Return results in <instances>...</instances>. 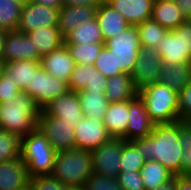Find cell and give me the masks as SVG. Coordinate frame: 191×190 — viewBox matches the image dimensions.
<instances>
[{"label":"cell","instance_id":"obj_1","mask_svg":"<svg viewBox=\"0 0 191 190\" xmlns=\"http://www.w3.org/2000/svg\"><path fill=\"white\" fill-rule=\"evenodd\" d=\"M146 160H155L175 176L182 175L184 148L179 140V121L155 124L152 133L132 140Z\"/></svg>","mask_w":191,"mask_h":190},{"label":"cell","instance_id":"obj_2","mask_svg":"<svg viewBox=\"0 0 191 190\" xmlns=\"http://www.w3.org/2000/svg\"><path fill=\"white\" fill-rule=\"evenodd\" d=\"M40 111L33 97L21 90L11 100L0 103V129L26 136L37 128Z\"/></svg>","mask_w":191,"mask_h":190},{"label":"cell","instance_id":"obj_3","mask_svg":"<svg viewBox=\"0 0 191 190\" xmlns=\"http://www.w3.org/2000/svg\"><path fill=\"white\" fill-rule=\"evenodd\" d=\"M92 173L91 151L72 148L56 153L50 176L72 190H81Z\"/></svg>","mask_w":191,"mask_h":190},{"label":"cell","instance_id":"obj_4","mask_svg":"<svg viewBox=\"0 0 191 190\" xmlns=\"http://www.w3.org/2000/svg\"><path fill=\"white\" fill-rule=\"evenodd\" d=\"M56 153L38 128L21 137V160L25 163L30 178L50 176Z\"/></svg>","mask_w":191,"mask_h":190},{"label":"cell","instance_id":"obj_5","mask_svg":"<svg viewBox=\"0 0 191 190\" xmlns=\"http://www.w3.org/2000/svg\"><path fill=\"white\" fill-rule=\"evenodd\" d=\"M138 95L155 124L179 121L178 93L168 85L157 82L141 89Z\"/></svg>","mask_w":191,"mask_h":190},{"label":"cell","instance_id":"obj_6","mask_svg":"<svg viewBox=\"0 0 191 190\" xmlns=\"http://www.w3.org/2000/svg\"><path fill=\"white\" fill-rule=\"evenodd\" d=\"M105 46L113 53L116 60V70L131 74L138 59L140 40L138 28L130 26L117 35L105 41Z\"/></svg>","mask_w":191,"mask_h":190},{"label":"cell","instance_id":"obj_7","mask_svg":"<svg viewBox=\"0 0 191 190\" xmlns=\"http://www.w3.org/2000/svg\"><path fill=\"white\" fill-rule=\"evenodd\" d=\"M156 50L161 56L162 63L191 62V21L170 30Z\"/></svg>","mask_w":191,"mask_h":190},{"label":"cell","instance_id":"obj_8","mask_svg":"<svg viewBox=\"0 0 191 190\" xmlns=\"http://www.w3.org/2000/svg\"><path fill=\"white\" fill-rule=\"evenodd\" d=\"M37 128L51 143L56 152L76 148L75 124L47 115L42 109L37 119Z\"/></svg>","mask_w":191,"mask_h":190},{"label":"cell","instance_id":"obj_9","mask_svg":"<svg viewBox=\"0 0 191 190\" xmlns=\"http://www.w3.org/2000/svg\"><path fill=\"white\" fill-rule=\"evenodd\" d=\"M28 92L35 103L43 109L53 99L66 94L69 91L68 83L52 77L41 66L32 73L31 84L22 90Z\"/></svg>","mask_w":191,"mask_h":190},{"label":"cell","instance_id":"obj_10","mask_svg":"<svg viewBox=\"0 0 191 190\" xmlns=\"http://www.w3.org/2000/svg\"><path fill=\"white\" fill-rule=\"evenodd\" d=\"M138 56L131 76L133 85L139 92L141 89L158 82L162 61L156 48L145 45L140 46Z\"/></svg>","mask_w":191,"mask_h":190},{"label":"cell","instance_id":"obj_11","mask_svg":"<svg viewBox=\"0 0 191 190\" xmlns=\"http://www.w3.org/2000/svg\"><path fill=\"white\" fill-rule=\"evenodd\" d=\"M126 140L112 138L91 151L93 172L101 176L117 178L120 173L122 146Z\"/></svg>","mask_w":191,"mask_h":190},{"label":"cell","instance_id":"obj_12","mask_svg":"<svg viewBox=\"0 0 191 190\" xmlns=\"http://www.w3.org/2000/svg\"><path fill=\"white\" fill-rule=\"evenodd\" d=\"M59 11L58 8L47 7L30 0L23 4L17 30L27 34L37 28L57 27Z\"/></svg>","mask_w":191,"mask_h":190},{"label":"cell","instance_id":"obj_13","mask_svg":"<svg viewBox=\"0 0 191 190\" xmlns=\"http://www.w3.org/2000/svg\"><path fill=\"white\" fill-rule=\"evenodd\" d=\"M76 148L92 151L112 139L103 121L97 118H83L75 126Z\"/></svg>","mask_w":191,"mask_h":190},{"label":"cell","instance_id":"obj_14","mask_svg":"<svg viewBox=\"0 0 191 190\" xmlns=\"http://www.w3.org/2000/svg\"><path fill=\"white\" fill-rule=\"evenodd\" d=\"M42 110L47 115L60 118L68 124H75V126L84 118L78 93L75 91H68L53 99Z\"/></svg>","mask_w":191,"mask_h":190},{"label":"cell","instance_id":"obj_15","mask_svg":"<svg viewBox=\"0 0 191 190\" xmlns=\"http://www.w3.org/2000/svg\"><path fill=\"white\" fill-rule=\"evenodd\" d=\"M107 78L93 65L76 64L68 81L69 91L105 93Z\"/></svg>","mask_w":191,"mask_h":190},{"label":"cell","instance_id":"obj_16","mask_svg":"<svg viewBox=\"0 0 191 190\" xmlns=\"http://www.w3.org/2000/svg\"><path fill=\"white\" fill-rule=\"evenodd\" d=\"M22 59L40 61L41 56L27 34L18 30L7 32L4 42L3 62Z\"/></svg>","mask_w":191,"mask_h":190},{"label":"cell","instance_id":"obj_17","mask_svg":"<svg viewBox=\"0 0 191 190\" xmlns=\"http://www.w3.org/2000/svg\"><path fill=\"white\" fill-rule=\"evenodd\" d=\"M155 123L151 120L144 101L137 95L129 100V118L126 127V141L147 137L152 133Z\"/></svg>","mask_w":191,"mask_h":190},{"label":"cell","instance_id":"obj_18","mask_svg":"<svg viewBox=\"0 0 191 190\" xmlns=\"http://www.w3.org/2000/svg\"><path fill=\"white\" fill-rule=\"evenodd\" d=\"M40 65L52 77H57L68 83L76 63L66 45L63 44L51 53L42 56Z\"/></svg>","mask_w":191,"mask_h":190},{"label":"cell","instance_id":"obj_19","mask_svg":"<svg viewBox=\"0 0 191 190\" xmlns=\"http://www.w3.org/2000/svg\"><path fill=\"white\" fill-rule=\"evenodd\" d=\"M98 6L63 5L59 11L58 29L65 37L79 25L93 20L96 17Z\"/></svg>","mask_w":191,"mask_h":190},{"label":"cell","instance_id":"obj_20","mask_svg":"<svg viewBox=\"0 0 191 190\" xmlns=\"http://www.w3.org/2000/svg\"><path fill=\"white\" fill-rule=\"evenodd\" d=\"M117 10L131 26L151 19L155 0H105Z\"/></svg>","mask_w":191,"mask_h":190},{"label":"cell","instance_id":"obj_21","mask_svg":"<svg viewBox=\"0 0 191 190\" xmlns=\"http://www.w3.org/2000/svg\"><path fill=\"white\" fill-rule=\"evenodd\" d=\"M29 179L21 158L0 162V190H21L29 184Z\"/></svg>","mask_w":191,"mask_h":190},{"label":"cell","instance_id":"obj_22","mask_svg":"<svg viewBox=\"0 0 191 190\" xmlns=\"http://www.w3.org/2000/svg\"><path fill=\"white\" fill-rule=\"evenodd\" d=\"M96 19L99 23L104 42L131 26L123 15L111 7L105 0L97 7Z\"/></svg>","mask_w":191,"mask_h":190},{"label":"cell","instance_id":"obj_23","mask_svg":"<svg viewBox=\"0 0 191 190\" xmlns=\"http://www.w3.org/2000/svg\"><path fill=\"white\" fill-rule=\"evenodd\" d=\"M129 118V100L109 103L103 123L112 138L126 140V127Z\"/></svg>","mask_w":191,"mask_h":190},{"label":"cell","instance_id":"obj_24","mask_svg":"<svg viewBox=\"0 0 191 190\" xmlns=\"http://www.w3.org/2000/svg\"><path fill=\"white\" fill-rule=\"evenodd\" d=\"M191 81V62L165 64L162 63L159 70V80L161 84L168 85L178 94Z\"/></svg>","mask_w":191,"mask_h":190},{"label":"cell","instance_id":"obj_25","mask_svg":"<svg viewBox=\"0 0 191 190\" xmlns=\"http://www.w3.org/2000/svg\"><path fill=\"white\" fill-rule=\"evenodd\" d=\"M151 18L167 30L186 22L174 0H155Z\"/></svg>","mask_w":191,"mask_h":190},{"label":"cell","instance_id":"obj_26","mask_svg":"<svg viewBox=\"0 0 191 190\" xmlns=\"http://www.w3.org/2000/svg\"><path fill=\"white\" fill-rule=\"evenodd\" d=\"M105 95L109 103L132 100L138 95L131 74L122 73L107 78Z\"/></svg>","mask_w":191,"mask_h":190},{"label":"cell","instance_id":"obj_27","mask_svg":"<svg viewBox=\"0 0 191 190\" xmlns=\"http://www.w3.org/2000/svg\"><path fill=\"white\" fill-rule=\"evenodd\" d=\"M27 35L32 41L34 48H37L38 54L42 57L64 44V37L61 35L58 27L37 28Z\"/></svg>","mask_w":191,"mask_h":190},{"label":"cell","instance_id":"obj_28","mask_svg":"<svg viewBox=\"0 0 191 190\" xmlns=\"http://www.w3.org/2000/svg\"><path fill=\"white\" fill-rule=\"evenodd\" d=\"M40 66V61L26 59L3 62L2 73L13 80L19 89L23 90L28 83L31 84L32 73Z\"/></svg>","mask_w":191,"mask_h":190},{"label":"cell","instance_id":"obj_29","mask_svg":"<svg viewBox=\"0 0 191 190\" xmlns=\"http://www.w3.org/2000/svg\"><path fill=\"white\" fill-rule=\"evenodd\" d=\"M78 97L81 109L85 118H97L103 121L105 116L108 100L105 93L78 91Z\"/></svg>","mask_w":191,"mask_h":190},{"label":"cell","instance_id":"obj_30","mask_svg":"<svg viewBox=\"0 0 191 190\" xmlns=\"http://www.w3.org/2000/svg\"><path fill=\"white\" fill-rule=\"evenodd\" d=\"M140 173L145 190H153L175 177L171 171L155 160H146L140 169Z\"/></svg>","mask_w":191,"mask_h":190},{"label":"cell","instance_id":"obj_31","mask_svg":"<svg viewBox=\"0 0 191 190\" xmlns=\"http://www.w3.org/2000/svg\"><path fill=\"white\" fill-rule=\"evenodd\" d=\"M105 43L96 17L64 37V44Z\"/></svg>","mask_w":191,"mask_h":190},{"label":"cell","instance_id":"obj_32","mask_svg":"<svg viewBox=\"0 0 191 190\" xmlns=\"http://www.w3.org/2000/svg\"><path fill=\"white\" fill-rule=\"evenodd\" d=\"M141 45L157 48L162 43L164 36L170 31L158 24L152 18L145 20L136 26Z\"/></svg>","mask_w":191,"mask_h":190},{"label":"cell","instance_id":"obj_33","mask_svg":"<svg viewBox=\"0 0 191 190\" xmlns=\"http://www.w3.org/2000/svg\"><path fill=\"white\" fill-rule=\"evenodd\" d=\"M23 4L16 0H0V29L7 32L18 29Z\"/></svg>","mask_w":191,"mask_h":190},{"label":"cell","instance_id":"obj_34","mask_svg":"<svg viewBox=\"0 0 191 190\" xmlns=\"http://www.w3.org/2000/svg\"><path fill=\"white\" fill-rule=\"evenodd\" d=\"M76 64L94 65L105 43L65 44Z\"/></svg>","mask_w":191,"mask_h":190},{"label":"cell","instance_id":"obj_35","mask_svg":"<svg viewBox=\"0 0 191 190\" xmlns=\"http://www.w3.org/2000/svg\"><path fill=\"white\" fill-rule=\"evenodd\" d=\"M146 159L141 155L139 149L132 141H125L122 146L120 160V172L140 171Z\"/></svg>","mask_w":191,"mask_h":190},{"label":"cell","instance_id":"obj_36","mask_svg":"<svg viewBox=\"0 0 191 190\" xmlns=\"http://www.w3.org/2000/svg\"><path fill=\"white\" fill-rule=\"evenodd\" d=\"M21 158V137L0 129V162Z\"/></svg>","mask_w":191,"mask_h":190},{"label":"cell","instance_id":"obj_37","mask_svg":"<svg viewBox=\"0 0 191 190\" xmlns=\"http://www.w3.org/2000/svg\"><path fill=\"white\" fill-rule=\"evenodd\" d=\"M93 66L106 78L117 76L123 73L122 70H116L115 57L106 46L102 48Z\"/></svg>","mask_w":191,"mask_h":190},{"label":"cell","instance_id":"obj_38","mask_svg":"<svg viewBox=\"0 0 191 190\" xmlns=\"http://www.w3.org/2000/svg\"><path fill=\"white\" fill-rule=\"evenodd\" d=\"M179 140L184 148L182 175H191V128L179 120Z\"/></svg>","mask_w":191,"mask_h":190},{"label":"cell","instance_id":"obj_39","mask_svg":"<svg viewBox=\"0 0 191 190\" xmlns=\"http://www.w3.org/2000/svg\"><path fill=\"white\" fill-rule=\"evenodd\" d=\"M81 190H123L118 178H110L92 173Z\"/></svg>","mask_w":191,"mask_h":190},{"label":"cell","instance_id":"obj_40","mask_svg":"<svg viewBox=\"0 0 191 190\" xmlns=\"http://www.w3.org/2000/svg\"><path fill=\"white\" fill-rule=\"evenodd\" d=\"M30 190H72L51 176H38L29 179Z\"/></svg>","mask_w":191,"mask_h":190},{"label":"cell","instance_id":"obj_41","mask_svg":"<svg viewBox=\"0 0 191 190\" xmlns=\"http://www.w3.org/2000/svg\"><path fill=\"white\" fill-rule=\"evenodd\" d=\"M178 114L179 120L188 122L191 120V81L178 94Z\"/></svg>","mask_w":191,"mask_h":190},{"label":"cell","instance_id":"obj_42","mask_svg":"<svg viewBox=\"0 0 191 190\" xmlns=\"http://www.w3.org/2000/svg\"><path fill=\"white\" fill-rule=\"evenodd\" d=\"M117 178L123 190H145L140 171L120 172Z\"/></svg>","mask_w":191,"mask_h":190},{"label":"cell","instance_id":"obj_43","mask_svg":"<svg viewBox=\"0 0 191 190\" xmlns=\"http://www.w3.org/2000/svg\"><path fill=\"white\" fill-rule=\"evenodd\" d=\"M19 92L21 89L15 85L14 81L2 73L0 75V103L11 100Z\"/></svg>","mask_w":191,"mask_h":190},{"label":"cell","instance_id":"obj_44","mask_svg":"<svg viewBox=\"0 0 191 190\" xmlns=\"http://www.w3.org/2000/svg\"><path fill=\"white\" fill-rule=\"evenodd\" d=\"M186 21H191V0H174Z\"/></svg>","mask_w":191,"mask_h":190},{"label":"cell","instance_id":"obj_45","mask_svg":"<svg viewBox=\"0 0 191 190\" xmlns=\"http://www.w3.org/2000/svg\"><path fill=\"white\" fill-rule=\"evenodd\" d=\"M176 190H191V175L176 176Z\"/></svg>","mask_w":191,"mask_h":190},{"label":"cell","instance_id":"obj_46","mask_svg":"<svg viewBox=\"0 0 191 190\" xmlns=\"http://www.w3.org/2000/svg\"><path fill=\"white\" fill-rule=\"evenodd\" d=\"M104 0H63V5L99 6Z\"/></svg>","mask_w":191,"mask_h":190},{"label":"cell","instance_id":"obj_47","mask_svg":"<svg viewBox=\"0 0 191 190\" xmlns=\"http://www.w3.org/2000/svg\"><path fill=\"white\" fill-rule=\"evenodd\" d=\"M32 1L47 7L58 8V9H60L63 6V0H32Z\"/></svg>","mask_w":191,"mask_h":190},{"label":"cell","instance_id":"obj_48","mask_svg":"<svg viewBox=\"0 0 191 190\" xmlns=\"http://www.w3.org/2000/svg\"><path fill=\"white\" fill-rule=\"evenodd\" d=\"M153 190H176V176L169 182H167L161 186H158Z\"/></svg>","mask_w":191,"mask_h":190},{"label":"cell","instance_id":"obj_49","mask_svg":"<svg viewBox=\"0 0 191 190\" xmlns=\"http://www.w3.org/2000/svg\"><path fill=\"white\" fill-rule=\"evenodd\" d=\"M6 35L7 31L0 29V62H3V50Z\"/></svg>","mask_w":191,"mask_h":190},{"label":"cell","instance_id":"obj_50","mask_svg":"<svg viewBox=\"0 0 191 190\" xmlns=\"http://www.w3.org/2000/svg\"><path fill=\"white\" fill-rule=\"evenodd\" d=\"M16 1H18V2H20V3H22V4H26V3L29 2L30 0H16Z\"/></svg>","mask_w":191,"mask_h":190},{"label":"cell","instance_id":"obj_51","mask_svg":"<svg viewBox=\"0 0 191 190\" xmlns=\"http://www.w3.org/2000/svg\"><path fill=\"white\" fill-rule=\"evenodd\" d=\"M3 62H0V75L2 74Z\"/></svg>","mask_w":191,"mask_h":190},{"label":"cell","instance_id":"obj_52","mask_svg":"<svg viewBox=\"0 0 191 190\" xmlns=\"http://www.w3.org/2000/svg\"><path fill=\"white\" fill-rule=\"evenodd\" d=\"M21 190H30V187H29V185H27L26 187H24V188L21 189Z\"/></svg>","mask_w":191,"mask_h":190},{"label":"cell","instance_id":"obj_53","mask_svg":"<svg viewBox=\"0 0 191 190\" xmlns=\"http://www.w3.org/2000/svg\"><path fill=\"white\" fill-rule=\"evenodd\" d=\"M186 124L191 128V120H189L188 122H186Z\"/></svg>","mask_w":191,"mask_h":190}]
</instances>
